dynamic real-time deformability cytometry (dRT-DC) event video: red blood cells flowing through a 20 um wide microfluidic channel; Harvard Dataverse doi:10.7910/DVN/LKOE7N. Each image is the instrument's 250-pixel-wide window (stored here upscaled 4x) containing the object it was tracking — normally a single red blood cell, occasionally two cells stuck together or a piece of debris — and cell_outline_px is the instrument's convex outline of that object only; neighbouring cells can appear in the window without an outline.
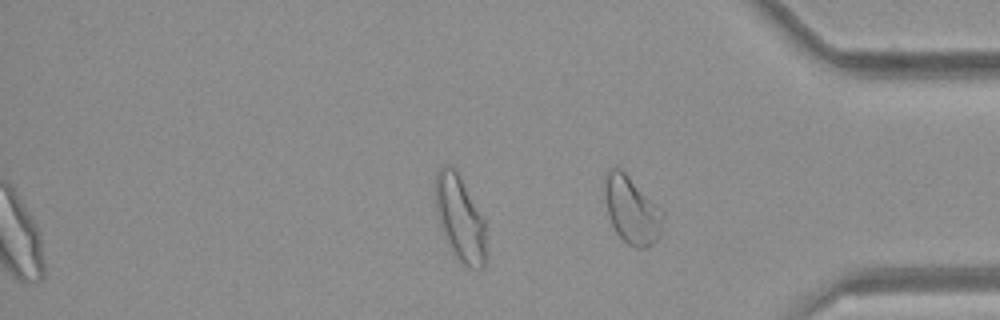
{"species": "common noctule bat (a hibernating species)", "species_latin": "Nyctalus noctula", "temperature_condition": "room temperature", "stored_images_in_passage": 50, "segment_of_instrument_passage": [2, 2], "camera_frame_rate_fps": 3000, "um_per_image_px": 0.085, "animal": {"sex": "female", "body_mass_g": 21.9}, "frame": {"image": 1, "passage_image": 50, "time_ms": 16.333, "image_size_px": [1000, 320], "cell_outline_px": [[664, 216], [660, 232], [656, 240], [648, 248], [636, 248], [628, 244], [616, 232], [608, 216], [604, 192], [604, 184], [608, 168], [612, 164], [620, 168], [664, 212]], "centroid_in_image_um": [53.67, 17.84], "position_along_channel_um": 381.5, "area_um2": 22.72}}